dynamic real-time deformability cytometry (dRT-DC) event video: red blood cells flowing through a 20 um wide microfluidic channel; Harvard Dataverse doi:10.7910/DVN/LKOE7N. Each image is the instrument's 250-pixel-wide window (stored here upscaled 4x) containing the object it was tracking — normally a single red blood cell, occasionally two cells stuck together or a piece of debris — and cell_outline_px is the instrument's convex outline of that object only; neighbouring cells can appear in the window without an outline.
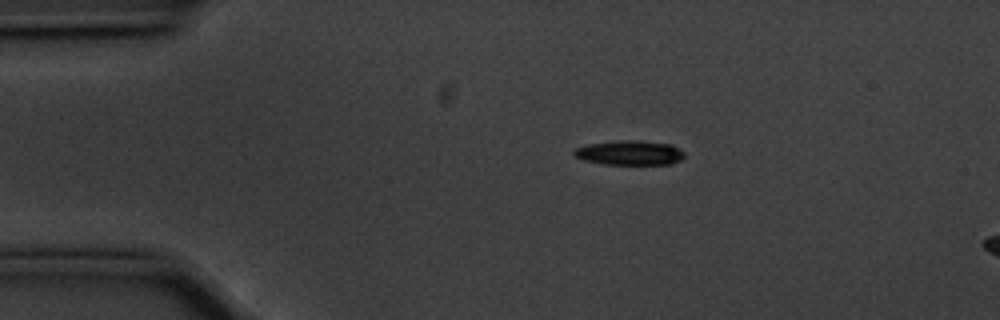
{"species": "common noctule bat (a hibernating species)", "species_latin": "Nyctalus noctula", "temperature_condition": "cold", "stored_images_in_passage": 16, "camera_frame_rate_fps": 3000, "um_per_image_px": 0.085, "animal": {"sex": "male", "body_mass_g": 20.1, "forearm_length_mm": 53.5}, "frame": {"image": 1, "passage_image": 10, "time_ms": 3.0, "image_size_px": [1000, 320], "cell_outline_px": [[684, 156], [680, 160], [672, 164], [604, 164], [584, 160], [576, 156], [572, 152], [576, 148], [588, 144], [616, 140], [640, 140], [672, 144], [684, 152]], "centroid_in_image_um": [53.54, 12.98], "position_along_channel_um": 31.5, "area_um2": 15.84}}